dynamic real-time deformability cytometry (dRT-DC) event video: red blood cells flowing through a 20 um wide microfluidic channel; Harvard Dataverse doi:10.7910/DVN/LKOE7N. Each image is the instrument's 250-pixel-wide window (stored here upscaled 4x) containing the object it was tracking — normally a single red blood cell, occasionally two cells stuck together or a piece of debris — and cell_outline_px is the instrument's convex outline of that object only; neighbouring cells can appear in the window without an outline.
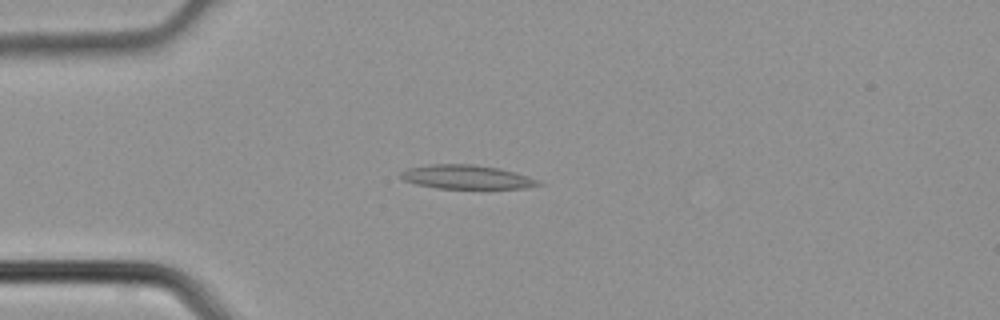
{"species": "common noctule bat (a hibernating species)", "species_latin": "Nyctalus noctula", "temperature_condition": "cold", "stored_images_in_passage": 3, "camera_frame_rate_fps": 3000, "um_per_image_px": 0.085, "animal": {"sex": "male", "body_mass_g": 21.5, "forearm_length_mm": 52.0}, "frame": {"image": 1, "passage_image": 3, "time_ms": 0.667, "image_size_px": [1000, 320], "cell_outline_px": [[544, 184], [524, 188], [436, 188], [416, 184], [404, 180], [400, 176], [400, 172], [408, 168], [432, 164], [476, 164], [500, 168], [528, 176], [540, 180]], "centroid_in_image_um": [39.68, 15.04], "position_along_channel_um": 45.3, "area_um2": 19.19}}